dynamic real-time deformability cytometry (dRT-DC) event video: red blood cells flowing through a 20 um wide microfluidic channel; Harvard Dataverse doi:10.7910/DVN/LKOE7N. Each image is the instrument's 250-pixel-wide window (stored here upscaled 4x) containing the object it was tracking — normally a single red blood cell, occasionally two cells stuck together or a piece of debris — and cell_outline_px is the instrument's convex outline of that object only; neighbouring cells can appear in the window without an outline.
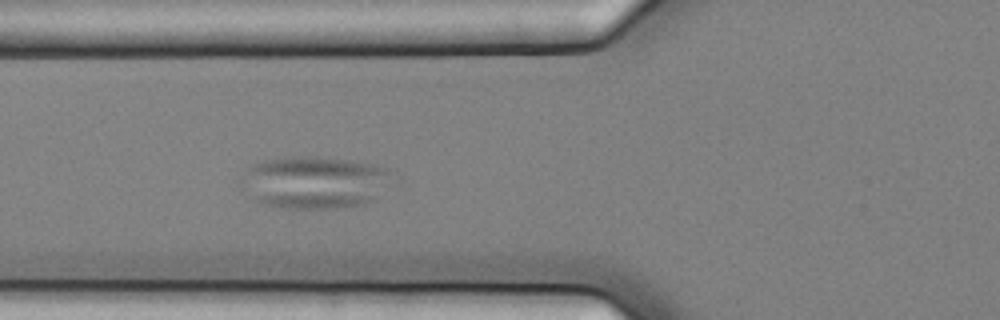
{"species": "common noctule bat (a hibernating species)", "species_latin": "Nyctalus noctula", "temperature_condition": "cold", "stored_images_in_passage": 6, "camera_frame_rate_fps": 3000, "um_per_image_px": 0.085, "animal": {"sex": "female", "body_mass_g": 25.1}, "frame": {"image": 1, "passage_image": 6, "time_ms": 1.667, "image_size_px": [1000, 320], "cell_outline_px": [[388, 172], [376, 200], [364, 204], [336, 208], [284, 208], [264, 204], [256, 200], [240, 188], [236, 184], [244, 172], [256, 160], [284, 156], [316, 156], [380, 164], [388, 168]], "centroid_in_image_um": [26.59, 15.47], "position_along_channel_um": 99.2, "area_um2": 46.41}}